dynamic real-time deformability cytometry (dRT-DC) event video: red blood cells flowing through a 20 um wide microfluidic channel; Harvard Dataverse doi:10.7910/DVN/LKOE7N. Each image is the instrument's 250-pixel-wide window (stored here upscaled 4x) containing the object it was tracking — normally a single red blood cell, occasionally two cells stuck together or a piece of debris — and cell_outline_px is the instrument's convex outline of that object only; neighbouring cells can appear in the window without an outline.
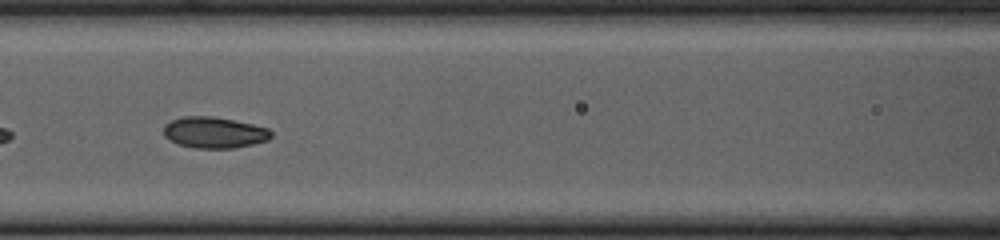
{"species": "common noctule bat (a hibernating species)", "species_latin": "Nyctalus noctula", "temperature_condition": "cold", "stored_images_in_passage": 44, "camera_frame_rate_fps": 3000, "um_per_image_px": 0.085, "animal": {"sex": "female", "body_mass_g": 23.0, "forearm_length_mm": 53.4}, "frame": {"image": 1, "passage_image": 13, "time_ms": 4.0, "image_size_px": [1000, 240], "cell_outline_px": [[272, 136], [268, 140], [252, 144], [232, 148], [196, 148], [180, 144], [164, 136], [164, 124], [172, 120], [184, 116], [212, 116], [252, 124], [268, 128], [272, 132]], "centroid_in_image_um": [18.22, 11.26], "position_along_channel_um": 148.4, "area_um2": 19.31}}
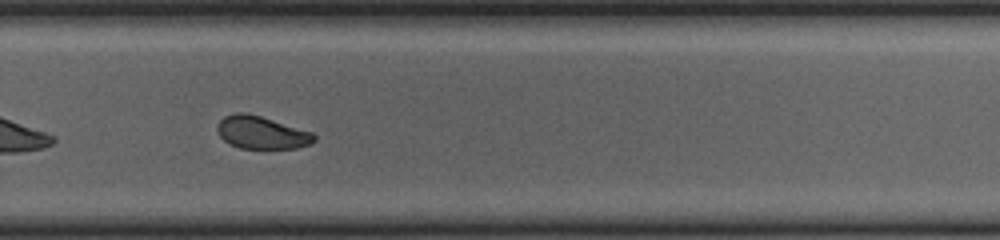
{"frame": {"image": 2, "passage_image": 26, "time_ms": 8.333, "image_size_px": [1000, 240], "cell_outline_px": [[316, 140], [308, 144], [296, 148], [240, 148], [224, 140], [220, 136], [216, 128], [220, 120], [224, 116], [236, 112], [248, 112], [312, 132], [316, 136]], "centroid_in_image_um": [22.22, 11.25], "position_along_channel_um": 307.6, "area_um2": 18.32}, "authors_computed_cell_mechanics": {"area_um2": 19.5653, "velocity_mm_per_s": 3.6835, "shape_relaxation_time_tau1_ms": 4.5356, "shape_relaxation_time_tau2_ms": 1.4153, "deformation_change_tau1": 0.1267, "deformation_change_tau2": 0.0386}}